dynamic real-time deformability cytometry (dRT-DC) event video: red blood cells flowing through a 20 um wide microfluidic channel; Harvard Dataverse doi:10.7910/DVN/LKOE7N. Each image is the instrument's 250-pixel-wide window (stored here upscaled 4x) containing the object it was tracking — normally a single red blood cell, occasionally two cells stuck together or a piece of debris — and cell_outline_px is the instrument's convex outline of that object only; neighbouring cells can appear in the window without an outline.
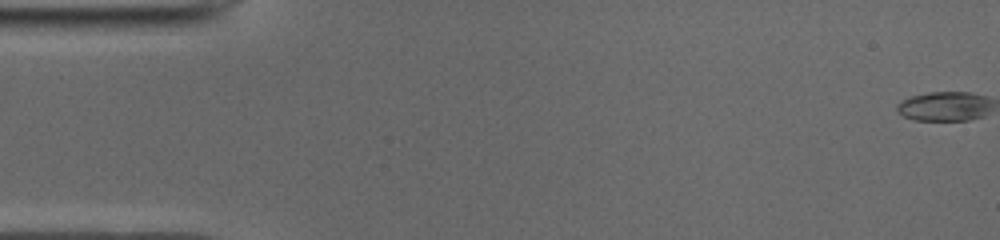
{"species": "common noctule bat (a hibernating species)", "species_latin": "Nyctalus noctula", "temperature_condition": "cold", "stored_images_in_passage": 52, "camera_frame_rate_fps": 3000, "um_per_image_px": 0.085, "animal": {"sex": "male", "body_mass_g": 19.0, "forearm_length_mm": 50.8}, "frame": {"image": 1, "passage_image": 1, "time_ms": 0.0, "image_size_px": [1000, 240], "cell_outline_px": [[984, 104], [976, 116], [964, 120], [920, 120], [908, 116], [900, 112], [900, 104], [904, 100], [916, 96], [936, 92], [964, 92], [980, 96]], "centroid_in_image_um": [80.12, 9.03], "position_along_channel_um": 4.9, "area_um2": 14.16}}
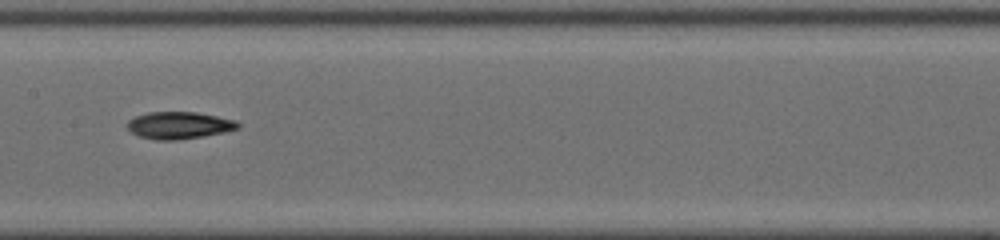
{"frame": {"image": 2, "passage_image": 26, "time_ms": 8.333, "image_size_px": [1000, 240], "cell_outline_px": [[240, 124], [236, 128], [220, 132], [200, 136], [144, 136], [128, 128], [128, 124], [132, 120], [140, 116], [152, 112], [192, 112], [232, 120]], "centroid_in_image_um": [15.29, 10.57], "position_along_channel_um": 192.1, "area_um2": 15.14}}
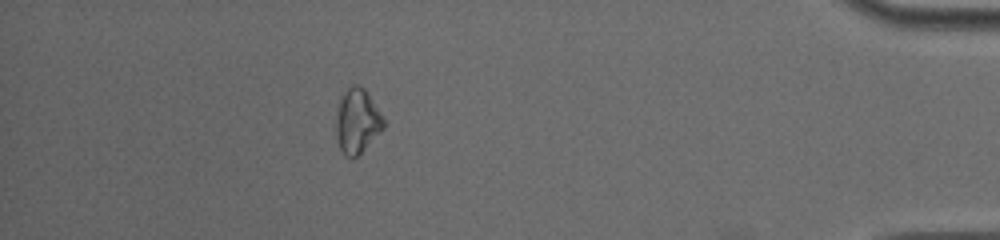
{"frame": {"image": 3, "passage_image": 46, "time_ms": 15.0, "image_size_px": [1000, 240], "cell_outline_px": [[384, 124], [360, 152], [356, 156], [348, 156], [340, 148], [340, 104], [344, 96], [352, 88], [360, 88], [368, 96], [384, 120]], "centroid_in_image_um": [30.42, 10.34], "position_along_channel_um": 404.8, "area_um2": 15.09}, "authors_computed_cell_mechanics": {"area_um2": 15.4615, "velocity_mm_per_s": 3.9572, "shape_relaxation_time_tau1_ms": 6.9892, "shape_relaxation_time_tau2_ms": null, "deformation_change_tau1": 0.1513, "deformation_change_tau2": null}}